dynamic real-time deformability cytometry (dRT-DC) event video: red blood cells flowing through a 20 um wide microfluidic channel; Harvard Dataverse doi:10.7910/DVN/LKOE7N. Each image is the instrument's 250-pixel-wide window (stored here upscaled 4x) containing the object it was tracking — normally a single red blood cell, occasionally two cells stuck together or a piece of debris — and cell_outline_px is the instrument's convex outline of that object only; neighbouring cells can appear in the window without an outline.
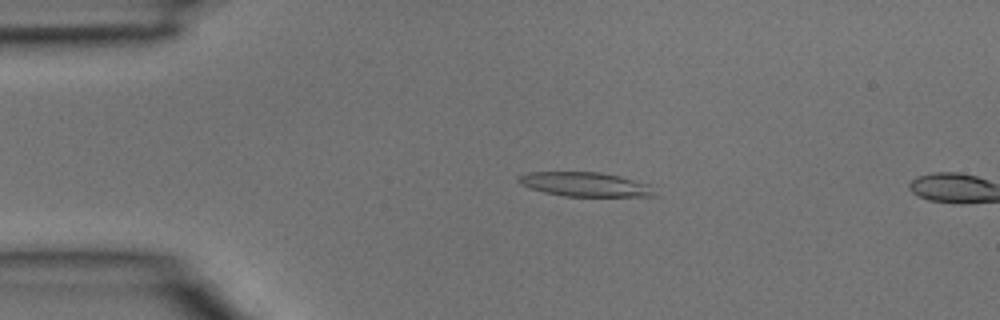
{"species": "common noctule bat (a hibernating species)", "species_latin": "Nyctalus noctula", "temperature_condition": "room temperature", "stored_images_in_passage": 3, "camera_frame_rate_fps": 3000, "um_per_image_px": 0.085, "animal": {"sex": "male", "body_mass_g": 15.6}, "frame": {"image": 1, "passage_image": 2, "time_ms": 0.333, "image_size_px": [1000, 320], "cell_outline_px": [[656, 196], [564, 196], [544, 192], [520, 184], [516, 180], [516, 176], [528, 172], [600, 172], [620, 176], [652, 184]], "centroid_in_image_um": [49.75, 15.66], "position_along_channel_um": 35.3, "area_um2": 19.36}}